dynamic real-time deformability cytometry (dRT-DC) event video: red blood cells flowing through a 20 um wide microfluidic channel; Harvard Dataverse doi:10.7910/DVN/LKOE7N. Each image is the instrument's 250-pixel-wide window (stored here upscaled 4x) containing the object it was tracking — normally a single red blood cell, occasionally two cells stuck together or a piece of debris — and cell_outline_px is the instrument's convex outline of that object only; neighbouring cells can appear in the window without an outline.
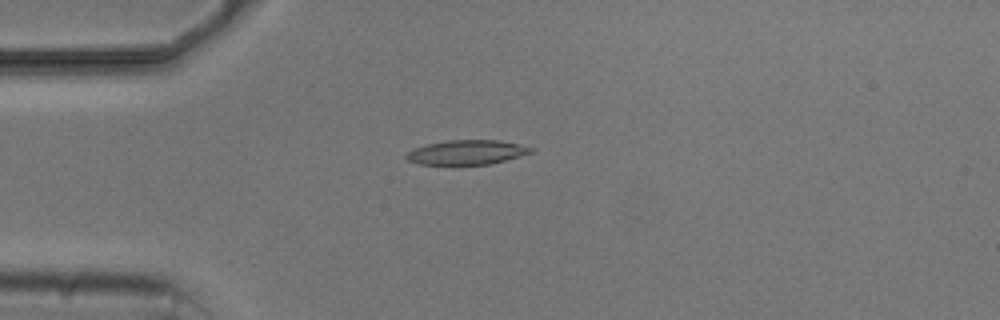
{"species": "common noctule bat (a hibernating species)", "species_latin": "Nyctalus noctula", "temperature_condition": "cold", "stored_images_in_passage": 3, "camera_frame_rate_fps": 3000, "um_per_image_px": 0.085, "animal": {"sex": "male", "body_mass_g": 20.5, "forearm_length_mm": 52.5}, "frame": {"image": 1, "passage_image": 2, "time_ms": 1.333, "image_size_px": [1000, 320], "cell_outline_px": [[536, 152], [488, 164], [420, 164], [408, 160], [404, 156], [412, 148], [428, 144], [448, 140], [500, 140], [520, 144], [536, 148]], "centroid_in_image_um": [39.72, 12.93], "position_along_channel_um": 45.3, "area_um2": 17.8}}
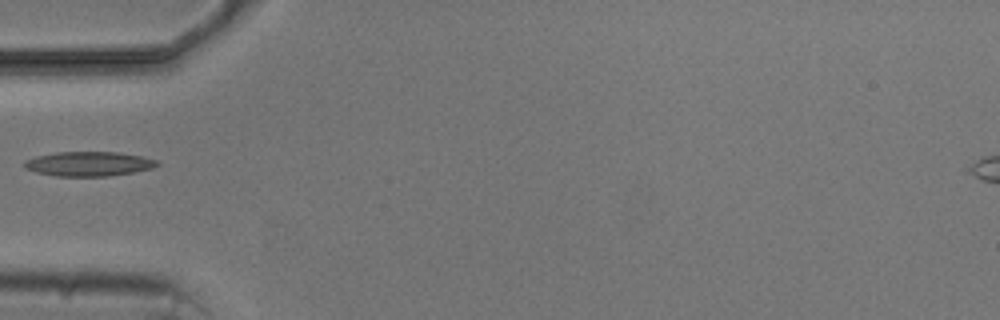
{"frame": {"image": 2, "passage_image": 3, "time_ms": 2.667, "image_size_px": [1000, 320], "cell_outline_px": [[160, 164], [152, 168], [132, 172], [108, 176], [56, 176], [36, 172], [24, 168], [24, 160], [36, 156], [56, 152], [116, 152], [140, 156], [156, 160]], "centroid_in_image_um": [7.5, 13.92], "position_along_channel_um": 77.5, "area_um2": 18.84}}